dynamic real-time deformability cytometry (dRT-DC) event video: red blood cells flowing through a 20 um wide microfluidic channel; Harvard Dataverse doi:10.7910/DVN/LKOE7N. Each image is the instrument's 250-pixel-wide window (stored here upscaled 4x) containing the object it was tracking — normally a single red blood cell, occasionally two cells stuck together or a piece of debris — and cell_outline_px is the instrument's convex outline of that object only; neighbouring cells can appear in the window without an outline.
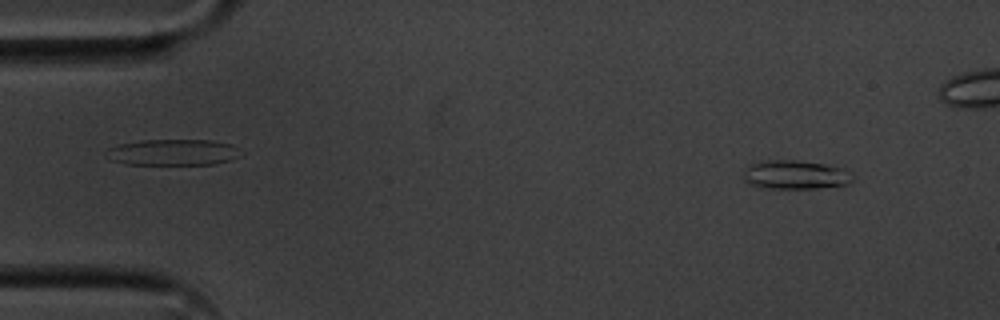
{"species": "common noctule bat (a hibernating species)", "species_latin": "Nyctalus noctula", "temperature_condition": "cold", "stored_images_in_passage": 50, "segment_of_instrument_passage": [1, 2], "camera_frame_rate_fps": 3000, "um_per_image_px": 0.085, "animal": {"sex": "male", "body_mass_g": 20.1, "forearm_length_mm": 53.5}, "frame": {"image": 1, "passage_image": 5, "time_ms": 1.333, "image_size_px": [1000, 320], "cell_outline_px": [[856, 176], [848, 184], [816, 188], [760, 188], [744, 180], [744, 168], [752, 164], [764, 160], [796, 160], [824, 164], [844, 168]], "centroid_in_image_um": [67.62, 14.85], "position_along_channel_um": 17.4, "area_um2": 18.44}}
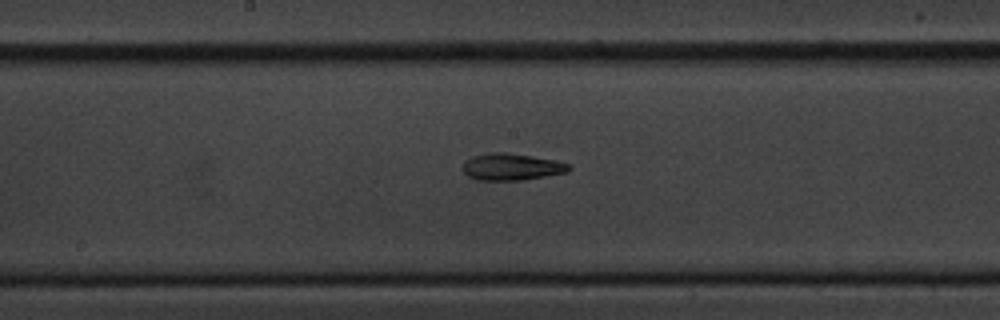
{"frame": {"image": 2, "passage_image": 28, "time_ms": 9.0, "image_size_px": [1000, 320], "cell_outline_px": [[572, 168], [568, 172], [524, 180], [476, 180], [468, 176], [464, 172], [464, 160], [472, 156], [488, 152], [504, 152], [532, 156], [556, 160], [568, 164]], "centroid_in_image_um": [43.48, 14.18], "position_along_channel_um": 204.7, "area_um2": 16.7}}
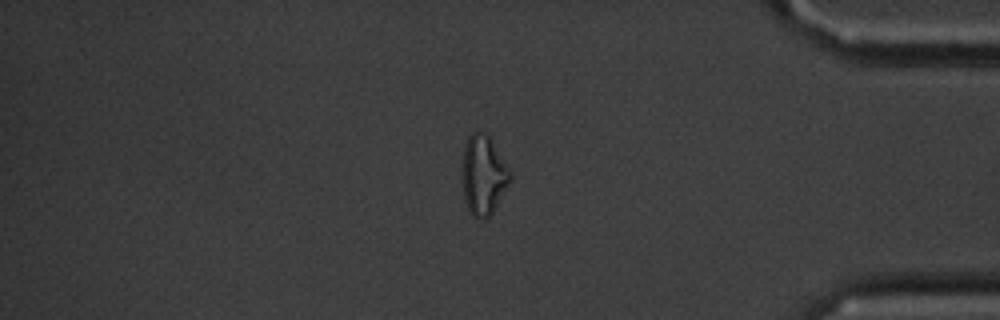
{"frame": {"image": 3, "passage_image": 46, "time_ms": 15.0, "image_size_px": [1000, 320], "cell_outline_px": [[512, 180], [492, 212], [488, 216], [480, 220], [476, 220], [472, 216], [468, 208], [464, 196], [460, 168], [464, 148], [468, 136], [472, 132], [480, 128], [488, 136], [512, 172]], "centroid_in_image_um": [41.07, 14.86], "position_along_channel_um": 394.1, "area_um2": 22.6}}